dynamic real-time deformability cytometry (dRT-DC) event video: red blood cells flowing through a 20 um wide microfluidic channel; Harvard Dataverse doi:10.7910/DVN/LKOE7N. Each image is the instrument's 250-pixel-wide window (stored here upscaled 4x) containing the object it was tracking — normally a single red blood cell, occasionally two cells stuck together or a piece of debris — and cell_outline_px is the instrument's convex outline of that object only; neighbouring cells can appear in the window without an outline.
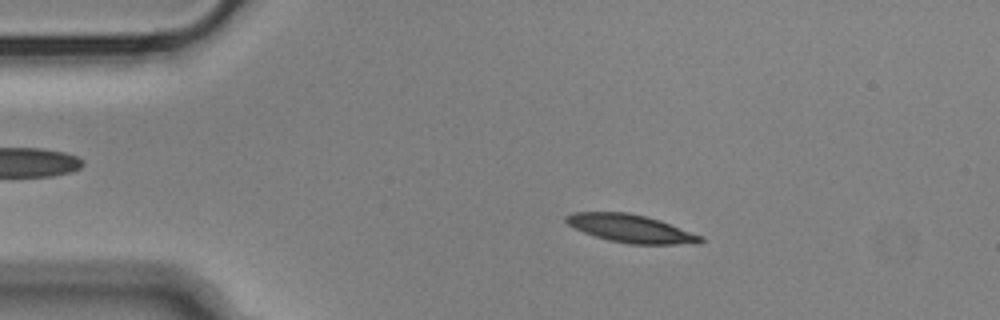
{"species": "Egyptian fruit bat (a non-hibernating species)", "species_latin": "Rousettus aegyptiacus", "temperature_condition": "cold", "stored_images_in_passage": 49, "camera_frame_rate_fps": 3000, "um_per_image_px": 0.085, "animal": {"sex": "male"}, "frame": {"image": 1, "passage_image": 4, "time_ms": 1.0, "image_size_px": [1000, 320], "cell_outline_px": [[704, 240], [700, 244], [628, 244], [608, 240], [584, 232], [568, 224], [564, 220], [564, 216], [572, 212], [628, 212], [660, 220], [704, 236]], "centroid_in_image_um": [53.66, 19.43], "position_along_channel_um": 31.3, "area_um2": 22.02}}
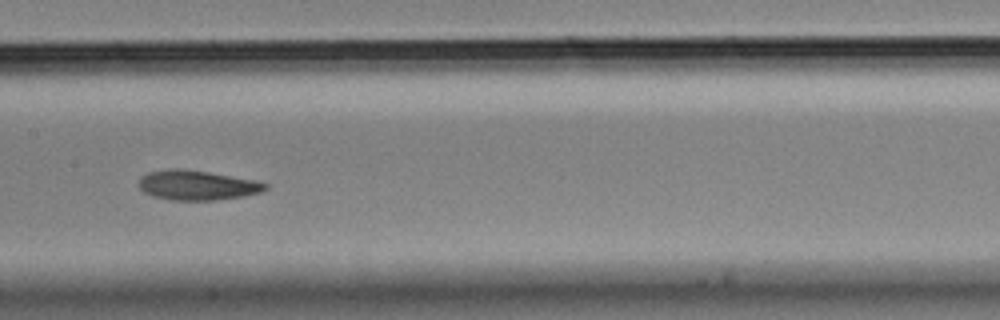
{"frame": {"image": 2, "passage_image": 21, "time_ms": 6.667, "image_size_px": [1000, 320], "cell_outline_px": [[268, 188], [260, 192], [244, 196], [216, 200], [172, 200], [152, 196], [144, 192], [136, 184], [140, 176], [148, 172], [172, 168], [184, 168], [208, 172], [252, 180], [268, 184]], "centroid_in_image_um": [16.68, 15.74], "position_along_channel_um": 190.7, "area_um2": 21.96}}
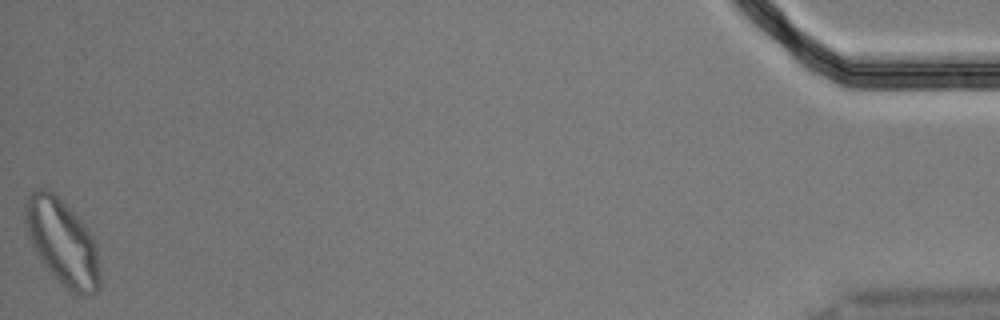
{"frame": {"image": 3, "passage_image": 49, "time_ms": 16.0, "image_size_px": [1000, 320], "cell_outline_px": [[100, 288], [92, 296], [80, 296], [72, 292], [44, 264], [36, 252], [28, 236], [24, 220], [24, 204], [32, 188], [44, 188], [52, 192], [84, 224], [92, 236], [96, 248], [100, 272]], "centroid_in_image_um": [5.29, 20.58], "position_along_channel_um": 429.9, "area_um2": 36.88}, "authors_computed_cell_mechanics": {"area_um2": 22.0796, "velocity_mm_per_s": 3.6032, "shape_relaxation_time_tau1_ms": 6.1679, "shape_relaxation_time_tau2_ms": 3.0334, "deformation_change_tau1": 0.1492, "deformation_change_tau2": 0.0934}}